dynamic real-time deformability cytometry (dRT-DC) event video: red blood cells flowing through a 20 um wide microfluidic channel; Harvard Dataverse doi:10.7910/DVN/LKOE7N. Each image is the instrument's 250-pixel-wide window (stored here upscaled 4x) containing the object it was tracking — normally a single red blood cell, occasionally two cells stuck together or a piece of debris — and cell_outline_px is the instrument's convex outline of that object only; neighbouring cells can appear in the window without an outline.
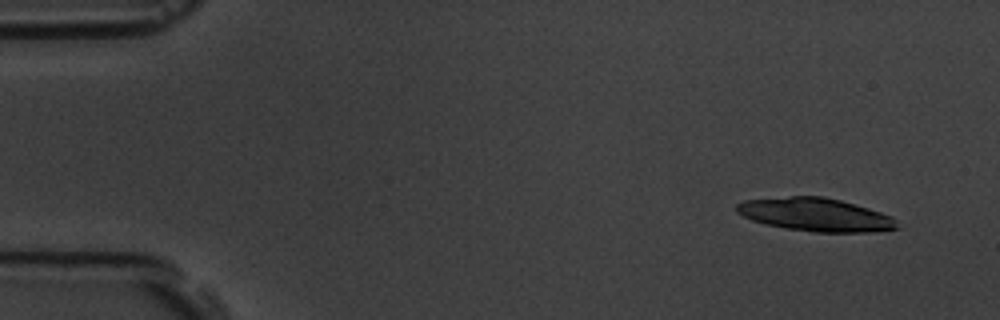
{"species": "common noctule bat (a hibernating species)", "species_latin": "Nyctalus noctula", "temperature_condition": "room temperature", "stored_images_in_passage": 5, "camera_frame_rate_fps": 3000, "um_per_image_px": 0.085, "animal": {"sex": "male", "body_mass_g": 19.5, "forearm_length_mm": 54.6}, "frame": {"image": 1, "passage_image": 1, "time_ms": 0.0, "image_size_px": [1000, 320], "cell_outline_px": [[900, 228], [872, 232], [812, 232], [764, 224], [752, 220], [736, 212], [736, 204], [744, 200], [788, 196], [824, 196], [840, 200], [868, 208], [892, 216], [896, 220]], "centroid_in_image_um": [69.32, 18.24], "position_along_channel_um": 15.7, "area_um2": 31.1}}